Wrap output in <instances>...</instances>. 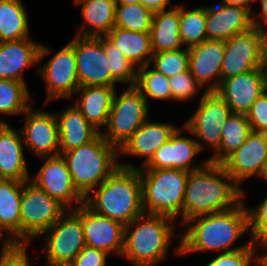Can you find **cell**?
<instances>
[{
    "instance_id": "obj_5",
    "label": "cell",
    "mask_w": 267,
    "mask_h": 266,
    "mask_svg": "<svg viewBox=\"0 0 267 266\" xmlns=\"http://www.w3.org/2000/svg\"><path fill=\"white\" fill-rule=\"evenodd\" d=\"M61 155L75 188L84 198L120 166L118 149L108 143L101 133L93 141Z\"/></svg>"
},
{
    "instance_id": "obj_33",
    "label": "cell",
    "mask_w": 267,
    "mask_h": 266,
    "mask_svg": "<svg viewBox=\"0 0 267 266\" xmlns=\"http://www.w3.org/2000/svg\"><path fill=\"white\" fill-rule=\"evenodd\" d=\"M180 40L185 48H191L207 40L206 6L185 10L180 5Z\"/></svg>"
},
{
    "instance_id": "obj_3",
    "label": "cell",
    "mask_w": 267,
    "mask_h": 266,
    "mask_svg": "<svg viewBox=\"0 0 267 266\" xmlns=\"http://www.w3.org/2000/svg\"><path fill=\"white\" fill-rule=\"evenodd\" d=\"M119 165L84 203L94 212L126 226L144 214L142 183L138 166L122 161Z\"/></svg>"
},
{
    "instance_id": "obj_13",
    "label": "cell",
    "mask_w": 267,
    "mask_h": 266,
    "mask_svg": "<svg viewBox=\"0 0 267 266\" xmlns=\"http://www.w3.org/2000/svg\"><path fill=\"white\" fill-rule=\"evenodd\" d=\"M221 80L262 68L261 36L257 27L224 41Z\"/></svg>"
},
{
    "instance_id": "obj_22",
    "label": "cell",
    "mask_w": 267,
    "mask_h": 266,
    "mask_svg": "<svg viewBox=\"0 0 267 266\" xmlns=\"http://www.w3.org/2000/svg\"><path fill=\"white\" fill-rule=\"evenodd\" d=\"M189 71L205 91H215L221 82L224 41L207 39L188 49Z\"/></svg>"
},
{
    "instance_id": "obj_46",
    "label": "cell",
    "mask_w": 267,
    "mask_h": 266,
    "mask_svg": "<svg viewBox=\"0 0 267 266\" xmlns=\"http://www.w3.org/2000/svg\"><path fill=\"white\" fill-rule=\"evenodd\" d=\"M5 233L6 237L3 236V233ZM8 236V237H7ZM4 237V238H3ZM7 238L6 240H4ZM3 240V241H2ZM3 242L2 244V250L0 255L7 254L11 252L19 243L8 233L7 230H5L1 225H0V242Z\"/></svg>"
},
{
    "instance_id": "obj_28",
    "label": "cell",
    "mask_w": 267,
    "mask_h": 266,
    "mask_svg": "<svg viewBox=\"0 0 267 266\" xmlns=\"http://www.w3.org/2000/svg\"><path fill=\"white\" fill-rule=\"evenodd\" d=\"M180 6L153 13L150 29L153 53L182 49L180 36Z\"/></svg>"
},
{
    "instance_id": "obj_11",
    "label": "cell",
    "mask_w": 267,
    "mask_h": 266,
    "mask_svg": "<svg viewBox=\"0 0 267 266\" xmlns=\"http://www.w3.org/2000/svg\"><path fill=\"white\" fill-rule=\"evenodd\" d=\"M79 87L110 86L118 83L111 75L102 42L97 37H74Z\"/></svg>"
},
{
    "instance_id": "obj_15",
    "label": "cell",
    "mask_w": 267,
    "mask_h": 266,
    "mask_svg": "<svg viewBox=\"0 0 267 266\" xmlns=\"http://www.w3.org/2000/svg\"><path fill=\"white\" fill-rule=\"evenodd\" d=\"M80 219L83 225V233L87 246L106 251H112L121 257L124 248L125 225L102 216L85 203L78 208L71 209Z\"/></svg>"
},
{
    "instance_id": "obj_20",
    "label": "cell",
    "mask_w": 267,
    "mask_h": 266,
    "mask_svg": "<svg viewBox=\"0 0 267 266\" xmlns=\"http://www.w3.org/2000/svg\"><path fill=\"white\" fill-rule=\"evenodd\" d=\"M267 158V133L252 131L247 140L223 163L222 166L241 187L252 176H258Z\"/></svg>"
},
{
    "instance_id": "obj_42",
    "label": "cell",
    "mask_w": 267,
    "mask_h": 266,
    "mask_svg": "<svg viewBox=\"0 0 267 266\" xmlns=\"http://www.w3.org/2000/svg\"><path fill=\"white\" fill-rule=\"evenodd\" d=\"M246 115L252 131L267 133V91L253 102Z\"/></svg>"
},
{
    "instance_id": "obj_9",
    "label": "cell",
    "mask_w": 267,
    "mask_h": 266,
    "mask_svg": "<svg viewBox=\"0 0 267 266\" xmlns=\"http://www.w3.org/2000/svg\"><path fill=\"white\" fill-rule=\"evenodd\" d=\"M231 114L229 105L217 92L204 91L196 112L183 124L184 131L196 136L201 150L206 146L215 153L221 143L225 121Z\"/></svg>"
},
{
    "instance_id": "obj_37",
    "label": "cell",
    "mask_w": 267,
    "mask_h": 266,
    "mask_svg": "<svg viewBox=\"0 0 267 266\" xmlns=\"http://www.w3.org/2000/svg\"><path fill=\"white\" fill-rule=\"evenodd\" d=\"M153 13L141 3L116 5L115 27L150 32Z\"/></svg>"
},
{
    "instance_id": "obj_44",
    "label": "cell",
    "mask_w": 267,
    "mask_h": 266,
    "mask_svg": "<svg viewBox=\"0 0 267 266\" xmlns=\"http://www.w3.org/2000/svg\"><path fill=\"white\" fill-rule=\"evenodd\" d=\"M28 244H18L11 252L0 255V266H30Z\"/></svg>"
},
{
    "instance_id": "obj_29",
    "label": "cell",
    "mask_w": 267,
    "mask_h": 266,
    "mask_svg": "<svg viewBox=\"0 0 267 266\" xmlns=\"http://www.w3.org/2000/svg\"><path fill=\"white\" fill-rule=\"evenodd\" d=\"M105 36L137 68L150 64L153 55L150 32L114 27Z\"/></svg>"
},
{
    "instance_id": "obj_45",
    "label": "cell",
    "mask_w": 267,
    "mask_h": 266,
    "mask_svg": "<svg viewBox=\"0 0 267 266\" xmlns=\"http://www.w3.org/2000/svg\"><path fill=\"white\" fill-rule=\"evenodd\" d=\"M171 0H140V3L147 7L152 13L166 10V7L170 6L173 8L174 5L170 2Z\"/></svg>"
},
{
    "instance_id": "obj_21",
    "label": "cell",
    "mask_w": 267,
    "mask_h": 266,
    "mask_svg": "<svg viewBox=\"0 0 267 266\" xmlns=\"http://www.w3.org/2000/svg\"><path fill=\"white\" fill-rule=\"evenodd\" d=\"M265 91L262 68L222 79L215 90L229 105L232 113L242 114H246Z\"/></svg>"
},
{
    "instance_id": "obj_39",
    "label": "cell",
    "mask_w": 267,
    "mask_h": 266,
    "mask_svg": "<svg viewBox=\"0 0 267 266\" xmlns=\"http://www.w3.org/2000/svg\"><path fill=\"white\" fill-rule=\"evenodd\" d=\"M171 100L186 101L192 99L202 86L191 75L190 71L179 73L169 78Z\"/></svg>"
},
{
    "instance_id": "obj_48",
    "label": "cell",
    "mask_w": 267,
    "mask_h": 266,
    "mask_svg": "<svg viewBox=\"0 0 267 266\" xmlns=\"http://www.w3.org/2000/svg\"><path fill=\"white\" fill-rule=\"evenodd\" d=\"M261 3V12L258 13L261 20H255L254 17H252V22L255 27L261 26V25H267V0H260Z\"/></svg>"
},
{
    "instance_id": "obj_7",
    "label": "cell",
    "mask_w": 267,
    "mask_h": 266,
    "mask_svg": "<svg viewBox=\"0 0 267 266\" xmlns=\"http://www.w3.org/2000/svg\"><path fill=\"white\" fill-rule=\"evenodd\" d=\"M68 209L34 183L23 181L20 204V244L40 238Z\"/></svg>"
},
{
    "instance_id": "obj_47",
    "label": "cell",
    "mask_w": 267,
    "mask_h": 266,
    "mask_svg": "<svg viewBox=\"0 0 267 266\" xmlns=\"http://www.w3.org/2000/svg\"><path fill=\"white\" fill-rule=\"evenodd\" d=\"M259 247H261L260 251L262 250L260 253H263V254L258 255V257L255 260V264H257L258 266H267V252L264 251V250H267V239L264 241L255 243V248L258 249Z\"/></svg>"
},
{
    "instance_id": "obj_36",
    "label": "cell",
    "mask_w": 267,
    "mask_h": 266,
    "mask_svg": "<svg viewBox=\"0 0 267 266\" xmlns=\"http://www.w3.org/2000/svg\"><path fill=\"white\" fill-rule=\"evenodd\" d=\"M97 38L102 42L112 77L118 83H126L129 84L128 86H135L137 82L136 67L106 36H98Z\"/></svg>"
},
{
    "instance_id": "obj_16",
    "label": "cell",
    "mask_w": 267,
    "mask_h": 266,
    "mask_svg": "<svg viewBox=\"0 0 267 266\" xmlns=\"http://www.w3.org/2000/svg\"><path fill=\"white\" fill-rule=\"evenodd\" d=\"M25 124L20 129L25 149L35 156L60 155L58 122L55 113L43 112L32 106L25 112Z\"/></svg>"
},
{
    "instance_id": "obj_54",
    "label": "cell",
    "mask_w": 267,
    "mask_h": 266,
    "mask_svg": "<svg viewBox=\"0 0 267 266\" xmlns=\"http://www.w3.org/2000/svg\"><path fill=\"white\" fill-rule=\"evenodd\" d=\"M47 266H70L69 264H48L46 263Z\"/></svg>"
},
{
    "instance_id": "obj_50",
    "label": "cell",
    "mask_w": 267,
    "mask_h": 266,
    "mask_svg": "<svg viewBox=\"0 0 267 266\" xmlns=\"http://www.w3.org/2000/svg\"><path fill=\"white\" fill-rule=\"evenodd\" d=\"M222 1L228 4L243 5L251 10L252 9L251 2L257 0H222Z\"/></svg>"
},
{
    "instance_id": "obj_53",
    "label": "cell",
    "mask_w": 267,
    "mask_h": 266,
    "mask_svg": "<svg viewBox=\"0 0 267 266\" xmlns=\"http://www.w3.org/2000/svg\"><path fill=\"white\" fill-rule=\"evenodd\" d=\"M116 5H128L140 3V0H115Z\"/></svg>"
},
{
    "instance_id": "obj_32",
    "label": "cell",
    "mask_w": 267,
    "mask_h": 266,
    "mask_svg": "<svg viewBox=\"0 0 267 266\" xmlns=\"http://www.w3.org/2000/svg\"><path fill=\"white\" fill-rule=\"evenodd\" d=\"M27 11L21 0H0V42L29 38Z\"/></svg>"
},
{
    "instance_id": "obj_41",
    "label": "cell",
    "mask_w": 267,
    "mask_h": 266,
    "mask_svg": "<svg viewBox=\"0 0 267 266\" xmlns=\"http://www.w3.org/2000/svg\"><path fill=\"white\" fill-rule=\"evenodd\" d=\"M250 239L258 243L267 239V196L255 208L249 209Z\"/></svg>"
},
{
    "instance_id": "obj_25",
    "label": "cell",
    "mask_w": 267,
    "mask_h": 266,
    "mask_svg": "<svg viewBox=\"0 0 267 266\" xmlns=\"http://www.w3.org/2000/svg\"><path fill=\"white\" fill-rule=\"evenodd\" d=\"M55 116L58 122L60 155L93 141L101 133V130L97 131L83 117L75 105L66 107Z\"/></svg>"
},
{
    "instance_id": "obj_40",
    "label": "cell",
    "mask_w": 267,
    "mask_h": 266,
    "mask_svg": "<svg viewBox=\"0 0 267 266\" xmlns=\"http://www.w3.org/2000/svg\"><path fill=\"white\" fill-rule=\"evenodd\" d=\"M257 251L252 242L247 248L219 253L206 266H252Z\"/></svg>"
},
{
    "instance_id": "obj_51",
    "label": "cell",
    "mask_w": 267,
    "mask_h": 266,
    "mask_svg": "<svg viewBox=\"0 0 267 266\" xmlns=\"http://www.w3.org/2000/svg\"><path fill=\"white\" fill-rule=\"evenodd\" d=\"M258 177L267 181V158L263 162V165H262V168H261V171Z\"/></svg>"
},
{
    "instance_id": "obj_14",
    "label": "cell",
    "mask_w": 267,
    "mask_h": 266,
    "mask_svg": "<svg viewBox=\"0 0 267 266\" xmlns=\"http://www.w3.org/2000/svg\"><path fill=\"white\" fill-rule=\"evenodd\" d=\"M41 159L44 164L31 182L58 200L68 210H71L73 203L77 204V208L81 206L85 198L75 188L62 155L41 157Z\"/></svg>"
},
{
    "instance_id": "obj_24",
    "label": "cell",
    "mask_w": 267,
    "mask_h": 266,
    "mask_svg": "<svg viewBox=\"0 0 267 266\" xmlns=\"http://www.w3.org/2000/svg\"><path fill=\"white\" fill-rule=\"evenodd\" d=\"M178 127L173 124L152 122L148 119L118 150L119 155L143 157L146 165L155 152L169 140Z\"/></svg>"
},
{
    "instance_id": "obj_8",
    "label": "cell",
    "mask_w": 267,
    "mask_h": 266,
    "mask_svg": "<svg viewBox=\"0 0 267 266\" xmlns=\"http://www.w3.org/2000/svg\"><path fill=\"white\" fill-rule=\"evenodd\" d=\"M149 105L135 86L115 93L103 138L118 150L148 119Z\"/></svg>"
},
{
    "instance_id": "obj_52",
    "label": "cell",
    "mask_w": 267,
    "mask_h": 266,
    "mask_svg": "<svg viewBox=\"0 0 267 266\" xmlns=\"http://www.w3.org/2000/svg\"><path fill=\"white\" fill-rule=\"evenodd\" d=\"M262 70L264 75L265 90L267 91V58L263 59Z\"/></svg>"
},
{
    "instance_id": "obj_49",
    "label": "cell",
    "mask_w": 267,
    "mask_h": 266,
    "mask_svg": "<svg viewBox=\"0 0 267 266\" xmlns=\"http://www.w3.org/2000/svg\"><path fill=\"white\" fill-rule=\"evenodd\" d=\"M267 25H261L257 26L260 36H261V52H262V58H267V30L265 29Z\"/></svg>"
},
{
    "instance_id": "obj_17",
    "label": "cell",
    "mask_w": 267,
    "mask_h": 266,
    "mask_svg": "<svg viewBox=\"0 0 267 266\" xmlns=\"http://www.w3.org/2000/svg\"><path fill=\"white\" fill-rule=\"evenodd\" d=\"M252 10L243 5L228 4L223 1L206 7L207 39L225 41L234 35L254 27Z\"/></svg>"
},
{
    "instance_id": "obj_6",
    "label": "cell",
    "mask_w": 267,
    "mask_h": 266,
    "mask_svg": "<svg viewBox=\"0 0 267 266\" xmlns=\"http://www.w3.org/2000/svg\"><path fill=\"white\" fill-rule=\"evenodd\" d=\"M142 183V208L144 214L164 215L172 219L181 216L189 172L181 169L139 168Z\"/></svg>"
},
{
    "instance_id": "obj_30",
    "label": "cell",
    "mask_w": 267,
    "mask_h": 266,
    "mask_svg": "<svg viewBox=\"0 0 267 266\" xmlns=\"http://www.w3.org/2000/svg\"><path fill=\"white\" fill-rule=\"evenodd\" d=\"M23 182L0 179V225L20 244V204Z\"/></svg>"
},
{
    "instance_id": "obj_43",
    "label": "cell",
    "mask_w": 267,
    "mask_h": 266,
    "mask_svg": "<svg viewBox=\"0 0 267 266\" xmlns=\"http://www.w3.org/2000/svg\"><path fill=\"white\" fill-rule=\"evenodd\" d=\"M106 251L94 247L85 246L69 264L70 266H106Z\"/></svg>"
},
{
    "instance_id": "obj_19",
    "label": "cell",
    "mask_w": 267,
    "mask_h": 266,
    "mask_svg": "<svg viewBox=\"0 0 267 266\" xmlns=\"http://www.w3.org/2000/svg\"><path fill=\"white\" fill-rule=\"evenodd\" d=\"M184 127L177 128L154 154L151 160L144 165L145 169H181L187 172L202 168L209 160L202 164L192 165L193 158L201 151L196 139L182 136Z\"/></svg>"
},
{
    "instance_id": "obj_2",
    "label": "cell",
    "mask_w": 267,
    "mask_h": 266,
    "mask_svg": "<svg viewBox=\"0 0 267 266\" xmlns=\"http://www.w3.org/2000/svg\"><path fill=\"white\" fill-rule=\"evenodd\" d=\"M222 164L208 161L189 172L183 203V224L200 215L222 212L237 206L245 192Z\"/></svg>"
},
{
    "instance_id": "obj_18",
    "label": "cell",
    "mask_w": 267,
    "mask_h": 266,
    "mask_svg": "<svg viewBox=\"0 0 267 266\" xmlns=\"http://www.w3.org/2000/svg\"><path fill=\"white\" fill-rule=\"evenodd\" d=\"M51 50L29 38L0 42V79L25 82L23 70L38 64Z\"/></svg>"
},
{
    "instance_id": "obj_31",
    "label": "cell",
    "mask_w": 267,
    "mask_h": 266,
    "mask_svg": "<svg viewBox=\"0 0 267 266\" xmlns=\"http://www.w3.org/2000/svg\"><path fill=\"white\" fill-rule=\"evenodd\" d=\"M252 132L247 115L232 113L223 126L221 143L218 150L208 160L213 163L222 164L233 154Z\"/></svg>"
},
{
    "instance_id": "obj_26",
    "label": "cell",
    "mask_w": 267,
    "mask_h": 266,
    "mask_svg": "<svg viewBox=\"0 0 267 266\" xmlns=\"http://www.w3.org/2000/svg\"><path fill=\"white\" fill-rule=\"evenodd\" d=\"M81 93V94H80ZM116 87L84 86L79 87L75 94V107L83 117L97 130L107 125L109 112L113 103Z\"/></svg>"
},
{
    "instance_id": "obj_12",
    "label": "cell",
    "mask_w": 267,
    "mask_h": 266,
    "mask_svg": "<svg viewBox=\"0 0 267 266\" xmlns=\"http://www.w3.org/2000/svg\"><path fill=\"white\" fill-rule=\"evenodd\" d=\"M38 70L46 84L45 103L74 96L79 88L74 38Z\"/></svg>"
},
{
    "instance_id": "obj_1",
    "label": "cell",
    "mask_w": 267,
    "mask_h": 266,
    "mask_svg": "<svg viewBox=\"0 0 267 266\" xmlns=\"http://www.w3.org/2000/svg\"><path fill=\"white\" fill-rule=\"evenodd\" d=\"M183 225L186 227L185 233L176 235L180 238L178 255L209 250L231 252L247 248L252 243L250 239L248 243L231 248L249 230V213L243 200L231 209L196 216Z\"/></svg>"
},
{
    "instance_id": "obj_23",
    "label": "cell",
    "mask_w": 267,
    "mask_h": 266,
    "mask_svg": "<svg viewBox=\"0 0 267 266\" xmlns=\"http://www.w3.org/2000/svg\"><path fill=\"white\" fill-rule=\"evenodd\" d=\"M22 134L0 120V179L28 181L31 177L24 156Z\"/></svg>"
},
{
    "instance_id": "obj_27",
    "label": "cell",
    "mask_w": 267,
    "mask_h": 266,
    "mask_svg": "<svg viewBox=\"0 0 267 266\" xmlns=\"http://www.w3.org/2000/svg\"><path fill=\"white\" fill-rule=\"evenodd\" d=\"M74 3L82 4L81 14L85 23V26H78L77 36H105L115 27V0H74Z\"/></svg>"
},
{
    "instance_id": "obj_38",
    "label": "cell",
    "mask_w": 267,
    "mask_h": 266,
    "mask_svg": "<svg viewBox=\"0 0 267 266\" xmlns=\"http://www.w3.org/2000/svg\"><path fill=\"white\" fill-rule=\"evenodd\" d=\"M154 62V63H152ZM152 68L170 78L189 70L188 48L153 53Z\"/></svg>"
},
{
    "instance_id": "obj_10",
    "label": "cell",
    "mask_w": 267,
    "mask_h": 266,
    "mask_svg": "<svg viewBox=\"0 0 267 266\" xmlns=\"http://www.w3.org/2000/svg\"><path fill=\"white\" fill-rule=\"evenodd\" d=\"M42 235L46 238L43 251L48 264H70L86 246L81 219L71 210Z\"/></svg>"
},
{
    "instance_id": "obj_4",
    "label": "cell",
    "mask_w": 267,
    "mask_h": 266,
    "mask_svg": "<svg viewBox=\"0 0 267 266\" xmlns=\"http://www.w3.org/2000/svg\"><path fill=\"white\" fill-rule=\"evenodd\" d=\"M174 221L168 216L153 214L134 219L125 226L121 257L133 266H156L162 262L174 243Z\"/></svg>"
},
{
    "instance_id": "obj_34",
    "label": "cell",
    "mask_w": 267,
    "mask_h": 266,
    "mask_svg": "<svg viewBox=\"0 0 267 266\" xmlns=\"http://www.w3.org/2000/svg\"><path fill=\"white\" fill-rule=\"evenodd\" d=\"M26 82L12 79H0V114H24L31 105Z\"/></svg>"
},
{
    "instance_id": "obj_35",
    "label": "cell",
    "mask_w": 267,
    "mask_h": 266,
    "mask_svg": "<svg viewBox=\"0 0 267 266\" xmlns=\"http://www.w3.org/2000/svg\"><path fill=\"white\" fill-rule=\"evenodd\" d=\"M150 64L137 68V82L135 87L145 97L147 103L148 98L171 100V87L169 78L162 73L151 68Z\"/></svg>"
}]
</instances>
